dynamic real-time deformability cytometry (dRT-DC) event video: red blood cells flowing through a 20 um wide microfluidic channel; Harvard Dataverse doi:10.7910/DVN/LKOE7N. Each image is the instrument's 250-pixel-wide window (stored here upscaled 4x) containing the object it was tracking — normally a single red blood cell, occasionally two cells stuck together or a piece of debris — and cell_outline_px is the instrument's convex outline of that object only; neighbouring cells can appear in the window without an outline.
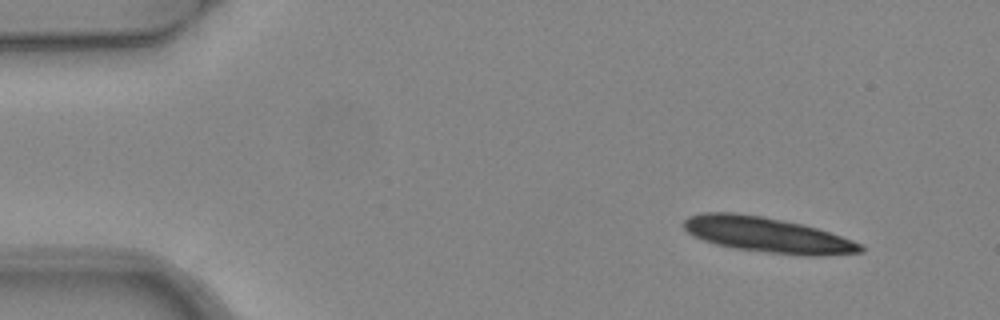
{"species": "common noctule bat (a hibernating species)", "species_latin": "Nyctalus noctula", "temperature_condition": "warm", "stored_images_in_passage": 4, "camera_frame_rate_fps": 3000, "um_per_image_px": 0.085, "animal": {"sex": "female", "body_mass_g": 24.6, "forearm_length_mm": 56.2}, "frame": {"image": 1, "passage_image": 1, "time_ms": 0.0, "image_size_px": [1000, 320], "cell_outline_px": [[864, 252], [820, 256], [808, 256], [768, 252], [732, 248], [716, 244], [704, 240], [688, 232], [684, 228], [684, 220], [688, 216], [700, 212], [732, 212], [764, 216], [784, 220], [816, 228], [852, 240], [860, 244], [864, 248]], "centroid_in_image_um": [65.21, 19.96], "position_along_channel_um": 19.8, "area_um2": 36.13}}